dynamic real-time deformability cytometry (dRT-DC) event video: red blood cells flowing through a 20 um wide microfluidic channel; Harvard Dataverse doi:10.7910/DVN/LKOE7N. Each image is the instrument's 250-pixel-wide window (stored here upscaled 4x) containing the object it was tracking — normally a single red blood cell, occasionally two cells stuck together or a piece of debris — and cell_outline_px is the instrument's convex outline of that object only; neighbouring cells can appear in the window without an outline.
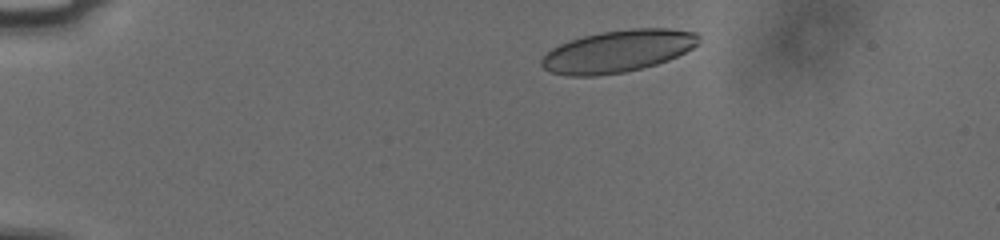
{"species": "human", "species_latin": "Homo sapiens", "temperature_condition": "cold", "stored_images_in_passage": 45, "camera_frame_rate_fps": 3000, "um_per_image_px": 0.085, "donor": {"sex": "male"}, "frame": {"image": 1, "passage_image": 1, "time_ms": 0.0, "image_size_px": [1000, 240], "cell_outline_px": [[700, 44], [668, 60], [656, 64], [624, 72], [596, 76], [568, 76], [552, 72], [544, 68], [540, 64], [540, 60], [552, 48], [560, 44], [584, 36], [600, 32], [632, 28], [668, 28], [696, 32], [700, 36]], "centroid_in_image_um": [52.54, 4.35], "position_along_channel_um": 32.5, "area_um2": 38.49}}
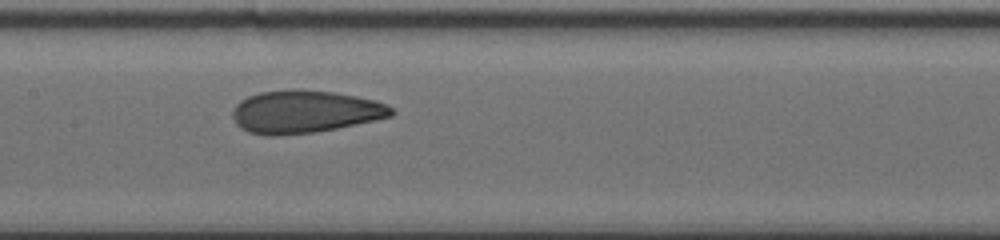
{"frame": {"image": 2, "passage_image": 19, "time_ms": 6.0, "image_size_px": [1000, 240], "cell_outline_px": [[396, 112], [392, 116], [336, 128], [312, 132], [272, 136], [248, 132], [240, 128], [236, 124], [232, 116], [232, 112], [236, 104], [240, 100], [248, 96], [260, 92], [292, 88], [300, 88], [332, 92], [356, 96], [376, 100], [388, 104]], "centroid_in_image_um": [25.89, 9.47], "position_along_channel_um": 181.5, "area_um2": 39.65}}
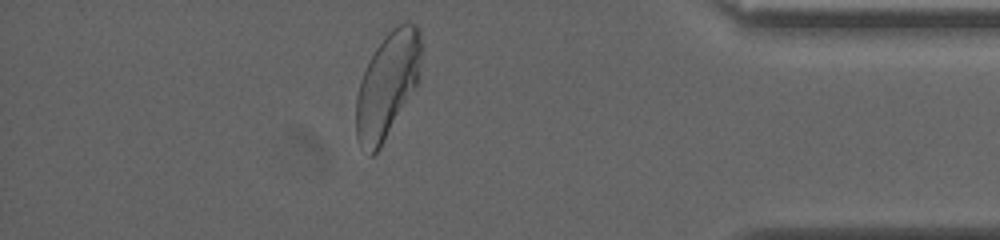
{"frame": {"image": 3, "passage_image": 39, "time_ms": 12.667, "image_size_px": [1000, 240], "cell_outline_px": [[420, 60], [416, 84], [380, 148], [372, 156], [368, 156], [360, 144], [356, 136], [356, 96], [360, 80], [376, 48], [384, 36], [396, 24], [408, 20], [416, 24], [420, 28]], "centroid_in_image_um": [32.9, 7.2], "position_along_channel_um": 402.3, "area_um2": 39.36}, "authors_computed_cell_mechanics": {"area_um2": 39.5352, "velocity_mm_per_s": 3.758, "shape_relaxation_time_tau1_ms": 9.2174, "shape_relaxation_time_tau2_ms": 0.9519, "deformation_change_tau1": 0.2127, "deformation_change_tau2": 0.0732}}